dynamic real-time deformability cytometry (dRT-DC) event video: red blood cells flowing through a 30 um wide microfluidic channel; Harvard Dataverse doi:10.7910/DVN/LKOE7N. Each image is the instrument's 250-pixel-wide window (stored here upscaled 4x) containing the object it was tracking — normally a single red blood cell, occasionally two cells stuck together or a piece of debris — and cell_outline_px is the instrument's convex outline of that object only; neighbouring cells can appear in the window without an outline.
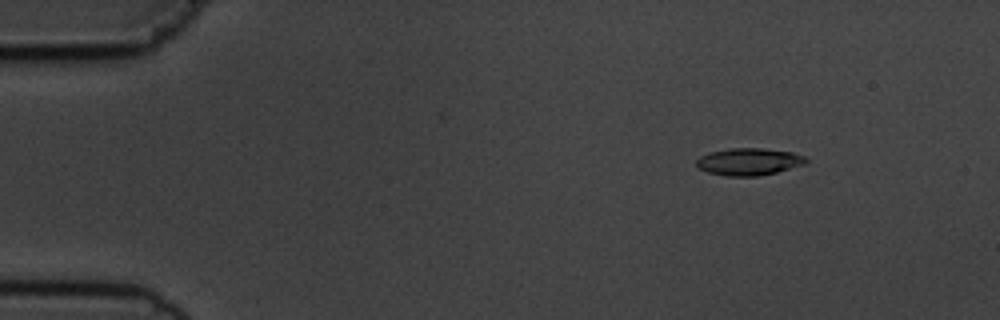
{"species": "common noctule bat (a hibernating species)", "species_latin": "Nyctalus noctula", "temperature_condition": "cold", "stored_images_in_passage": 4, "camera_frame_rate_fps": 3000, "um_per_image_px": 0.085, "animal": {"sex": "male", "body_mass_g": 19.5, "forearm_length_mm": 54.6}, "frame": {"image": 1, "passage_image": 2, "time_ms": 1.333, "image_size_px": [1000, 320], "cell_outline_px": [[808, 164], [776, 172], [756, 176], [724, 176], [708, 172], [700, 168], [696, 164], [696, 160], [700, 156], [708, 152], [728, 148], [764, 148], [792, 152], [804, 156], [808, 160]], "centroid_in_image_um": [63.67, 13.73], "position_along_channel_um": 21.3, "area_um2": 17.51}}